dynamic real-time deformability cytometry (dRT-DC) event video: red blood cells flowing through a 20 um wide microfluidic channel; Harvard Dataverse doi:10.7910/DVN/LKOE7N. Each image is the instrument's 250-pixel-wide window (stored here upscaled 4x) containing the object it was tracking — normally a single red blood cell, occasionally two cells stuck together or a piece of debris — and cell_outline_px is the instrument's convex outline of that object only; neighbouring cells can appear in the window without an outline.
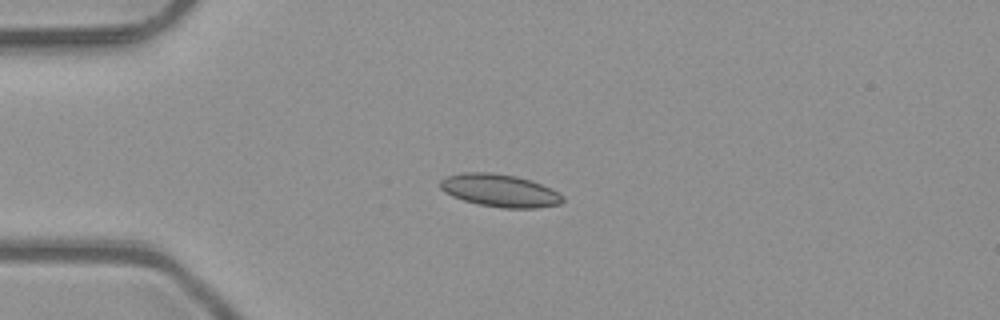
{"species": "common noctule bat (a hibernating species)", "species_latin": "Nyctalus noctula", "temperature_condition": "room temperature", "stored_images_in_passage": 5, "camera_frame_rate_fps": 3000, "um_per_image_px": 0.085, "animal": {"sex": "male", "body_mass_g": 23.1, "forearm_length_mm": 52.7}, "frame": {"image": 1, "passage_image": 3, "time_ms": 0.667, "image_size_px": [1000, 320], "cell_outline_px": [[564, 200], [560, 204], [536, 208], [500, 208], [480, 204], [464, 200], [452, 196], [444, 192], [440, 188], [440, 180], [448, 176], [464, 172], [488, 172], [516, 176], [532, 180], [552, 188], [564, 196]], "centroid_in_image_um": [42.51, 16.19], "position_along_channel_um": 42.5, "area_um2": 23.41}}
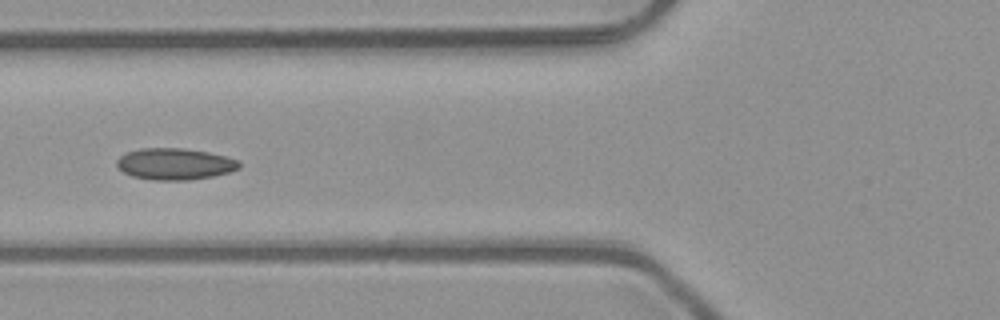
{"frame": {"image": 2, "passage_image": 5, "time_ms": 1.333, "image_size_px": [1000, 320], "cell_outline_px": [[240, 168], [228, 172], [212, 176], [188, 180], [152, 180], [132, 176], [124, 172], [116, 164], [116, 160], [124, 152], [140, 148], [180, 148], [208, 152], [240, 160]], "centroid_in_image_um": [14.83, 13.93], "position_along_channel_um": 111.0, "area_um2": 22.48}}